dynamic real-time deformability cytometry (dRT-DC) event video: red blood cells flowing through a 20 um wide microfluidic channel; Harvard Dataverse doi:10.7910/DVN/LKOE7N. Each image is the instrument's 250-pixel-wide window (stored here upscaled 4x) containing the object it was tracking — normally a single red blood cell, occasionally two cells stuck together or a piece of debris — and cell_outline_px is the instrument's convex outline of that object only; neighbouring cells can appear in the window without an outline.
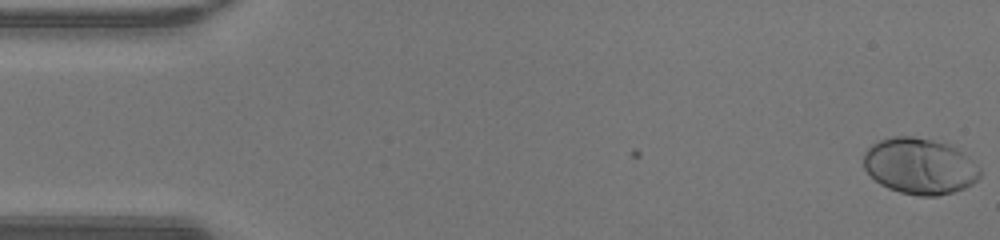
{"species": "human", "species_latin": "Homo sapiens", "temperature_condition": "warm", "stored_images_in_passage": 48, "camera_frame_rate_fps": 3000, "um_per_image_px": 0.085, "donor": {"sex": "male"}, "frame": {"image": 1, "passage_image": 1, "time_ms": 0.0, "image_size_px": [1000, 240], "cell_outline_px": [[980, 176], [972, 184], [964, 188], [952, 192], [936, 196], [920, 196], [900, 192], [888, 188], [880, 184], [864, 168], [864, 152], [872, 144], [880, 140], [892, 136], [912, 136], [932, 140], [948, 144], [956, 148], [980, 168]], "centroid_in_image_um": [78.15, 14.12], "position_along_channel_um": 6.8, "area_um2": 37.74}}
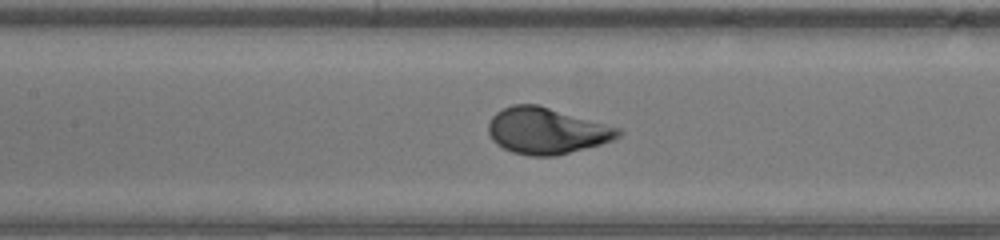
{"frame": {"image": 2, "passage_image": 22, "time_ms": 7.0, "image_size_px": [1000, 240], "cell_outline_px": [[624, 132], [620, 136], [612, 140], [600, 144], [556, 156], [528, 156], [512, 152], [496, 144], [492, 140], [488, 132], [488, 124], [492, 116], [496, 112], [512, 104], [536, 104], [620, 128]], "centroid_in_image_um": [46.44, 11.13], "position_along_channel_um": 161.0, "area_um2": 34.91}}
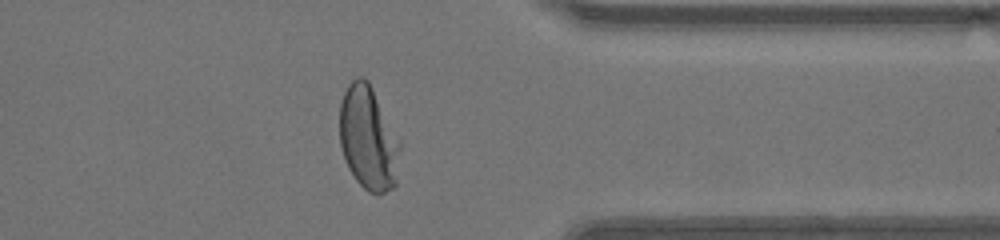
{"frame": {"image": 3, "passage_image": 38, "time_ms": 12.333, "image_size_px": [1000, 240], "cell_outline_px": [[400, 148], [396, 188], [376, 196], [368, 192], [356, 180], [348, 168], [340, 144], [340, 104], [344, 92], [348, 84], [356, 76], [364, 76], [368, 80], [400, 140]], "centroid_in_image_um": [31.32, 11.78], "position_along_channel_um": 380.1, "area_um2": 36.93}}